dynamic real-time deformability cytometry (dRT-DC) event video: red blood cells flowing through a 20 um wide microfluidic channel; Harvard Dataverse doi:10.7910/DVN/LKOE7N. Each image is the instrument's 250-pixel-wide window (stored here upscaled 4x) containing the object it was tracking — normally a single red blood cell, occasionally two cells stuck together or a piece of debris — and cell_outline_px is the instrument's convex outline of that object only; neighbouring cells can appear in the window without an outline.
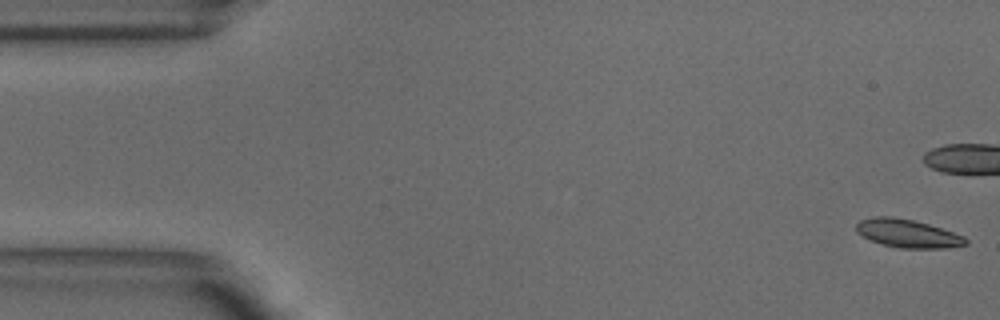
{"species": "common noctule bat (a hibernating species)", "species_latin": "Nyctalus noctula", "temperature_condition": "warm", "stored_images_in_passage": 53, "camera_frame_rate_fps": 3000, "um_per_image_px": 0.085, "animal": {"sex": "male", "body_mass_g": 18.8}, "frame": {"image": 1, "passage_image": 1, "time_ms": 0.0, "image_size_px": [1000, 320], "cell_outline_px": [[968, 244], [944, 248], [896, 248], [872, 240], [856, 232], [856, 224], [860, 220], [876, 216], [892, 216], [912, 220], [928, 224], [964, 236], [968, 240]], "centroid_in_image_um": [77.15, 19.84], "position_along_channel_um": 7.9, "area_um2": 17.8}, "authors_computed_cell_mechanics": {"area_um2": 18.9006, "velocity_mm_per_s": 3.8354, "shape_relaxation_time_tau1_ms": 5.9284, "shape_relaxation_time_tau2_ms": 2.3342, "deformation_change_tau1": 0.2046, "deformation_change_tau2": 0.1012}}